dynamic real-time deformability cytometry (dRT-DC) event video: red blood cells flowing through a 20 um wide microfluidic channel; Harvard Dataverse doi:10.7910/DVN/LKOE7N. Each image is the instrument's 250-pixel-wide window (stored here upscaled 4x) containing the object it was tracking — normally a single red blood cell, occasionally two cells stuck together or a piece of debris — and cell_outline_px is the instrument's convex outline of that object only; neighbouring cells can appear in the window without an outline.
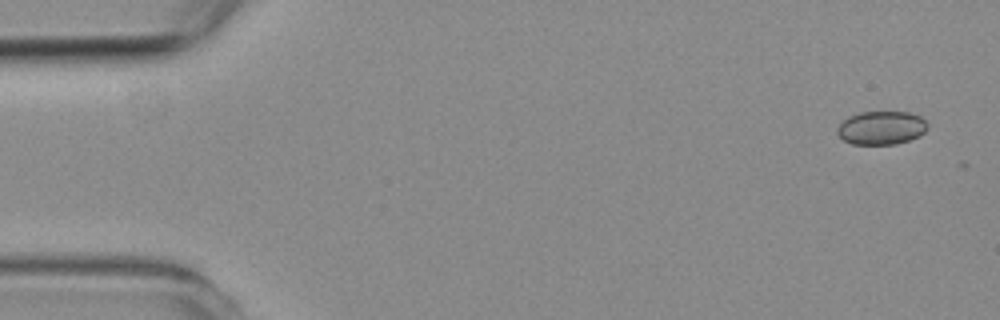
{"species": "common noctule bat (a hibernating species)", "species_latin": "Nyctalus noctula", "temperature_condition": "room temperature", "stored_images_in_passage": 4, "camera_frame_rate_fps": 3000, "um_per_image_px": 0.085, "animal": {"sex": "female", "body_mass_g": 19.3, "forearm_length_mm": 54.1}, "frame": {"image": 1, "passage_image": 1, "time_ms": 0.0, "image_size_px": [1000, 320], "cell_outline_px": [[928, 128], [920, 136], [896, 144], [852, 144], [844, 140], [836, 132], [836, 128], [848, 116], [860, 112], [908, 112], [920, 116], [928, 124]], "centroid_in_image_um": [74.92, 10.86], "position_along_channel_um": 10.1, "area_um2": 17.63}}